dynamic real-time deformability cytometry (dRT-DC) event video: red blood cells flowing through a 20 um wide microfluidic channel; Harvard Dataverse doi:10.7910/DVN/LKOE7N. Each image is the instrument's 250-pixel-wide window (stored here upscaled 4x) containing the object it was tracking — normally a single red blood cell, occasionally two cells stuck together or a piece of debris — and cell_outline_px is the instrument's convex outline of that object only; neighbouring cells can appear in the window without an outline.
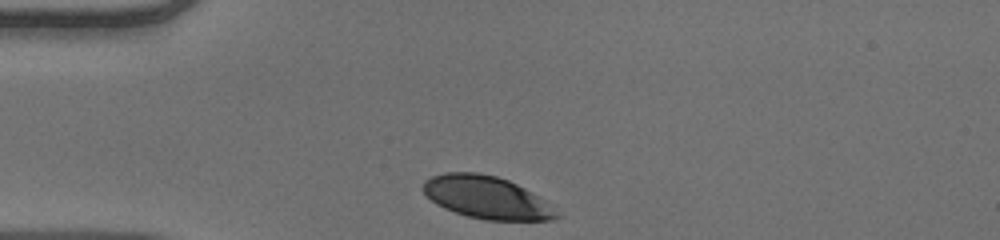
{"species": "human", "species_latin": "Homo sapiens", "temperature_condition": "warm", "stored_images_in_passage": 31, "camera_frame_rate_fps": 3000, "um_per_image_px": 0.085, "donor": {"sex": "male"}, "frame": {"image": 1, "passage_image": 1, "time_ms": 0.0, "image_size_px": [1000, 240], "cell_outline_px": [[560, 216], [552, 220], [484, 220], [468, 216], [444, 208], [436, 204], [424, 192], [424, 180], [432, 176], [444, 172], [476, 172], [496, 176], [508, 180], [524, 188], [536, 196]], "centroid_in_image_um": [41.3, 16.77], "position_along_channel_um": 43.7, "area_um2": 32.37}}
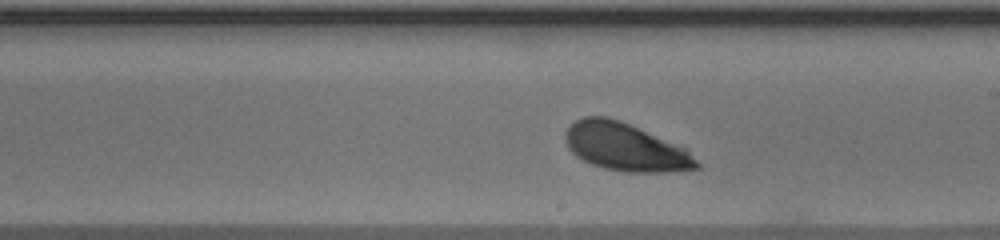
{"frame": {"image": 2, "passage_image": 18, "time_ms": 5.667, "image_size_px": [1000, 240], "cell_outline_px": [[700, 168], [672, 172], [624, 172], [604, 168], [592, 164], [576, 156], [568, 148], [564, 136], [564, 132], [576, 120], [584, 116], [608, 116], [620, 120], [684, 148], [700, 164]], "centroid_in_image_um": [53.12, 12.5], "position_along_channel_um": 235.9, "area_um2": 36.3}}
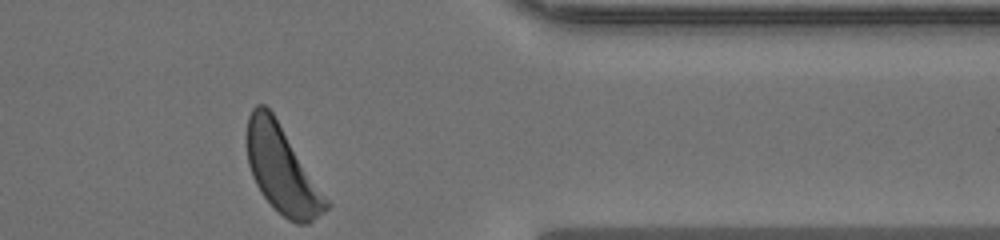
{"frame": {"image": 3, "passage_image": 31, "time_ms": 10.0, "image_size_px": [1000, 240], "cell_outline_px": [[332, 204], [324, 212], [308, 224], [296, 224], [288, 220], [260, 192], [252, 176], [248, 164], [248, 116], [252, 108], [256, 104], [264, 104], [272, 112]], "centroid_in_image_um": [23.99, 14.44], "position_along_channel_um": 387.4, "area_um2": 39.65}, "authors_computed_cell_mechanics": {"area_um2": 36.5874, "velocity_mm_per_s": 3.8464, "shape_relaxation_time_tau1_ms": 2.2631, "shape_relaxation_time_tau2_ms": null, "deformation_change_tau1": 0.1224, "deformation_change_tau2": null}}